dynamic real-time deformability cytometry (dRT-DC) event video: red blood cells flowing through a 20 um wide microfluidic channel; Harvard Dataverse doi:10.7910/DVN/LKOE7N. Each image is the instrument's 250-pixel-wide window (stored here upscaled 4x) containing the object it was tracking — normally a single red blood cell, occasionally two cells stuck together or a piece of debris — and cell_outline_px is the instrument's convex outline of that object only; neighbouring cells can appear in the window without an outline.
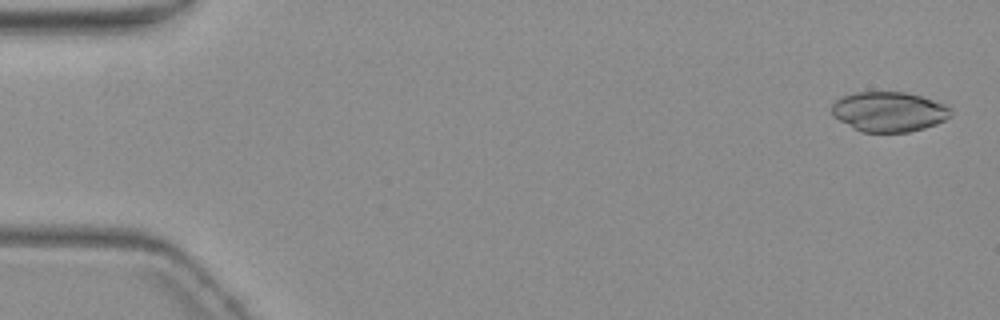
{"species": "common noctule bat (a hibernating species)", "species_latin": "Nyctalus noctula", "temperature_condition": "warm", "stored_images_in_passage": 5, "camera_frame_rate_fps": 3000, "um_per_image_px": 0.085, "animal": {"sex": "female", "body_mass_g": 19.3, "forearm_length_mm": 54.1}, "frame": {"image": 1, "passage_image": 1, "time_ms": 0.0, "image_size_px": [1000, 320], "cell_outline_px": [[952, 112], [944, 120], [936, 124], [924, 128], [908, 132], [860, 132], [832, 116], [832, 104], [836, 100], [844, 96], [856, 92], [904, 92], [920, 96], [944, 104], [952, 108]], "centroid_in_image_um": [75.54, 9.5], "position_along_channel_um": 9.5, "area_um2": 27.57}}